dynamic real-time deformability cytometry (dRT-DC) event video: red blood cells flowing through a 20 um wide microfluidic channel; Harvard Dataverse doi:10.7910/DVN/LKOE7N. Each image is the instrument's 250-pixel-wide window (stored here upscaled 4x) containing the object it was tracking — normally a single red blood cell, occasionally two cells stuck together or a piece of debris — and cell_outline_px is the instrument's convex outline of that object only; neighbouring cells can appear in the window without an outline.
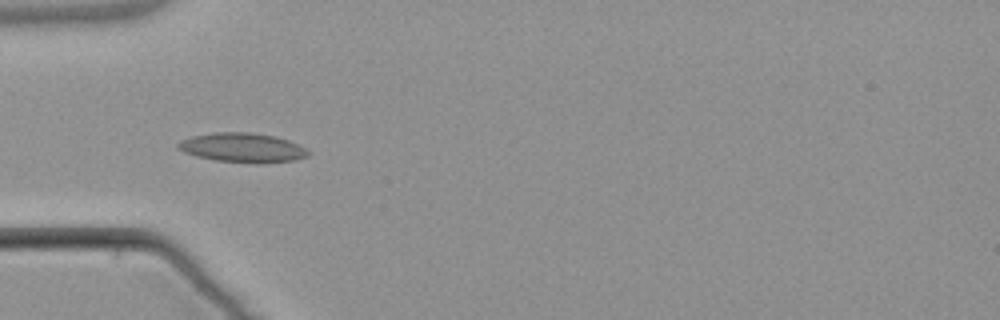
{"species": "common noctule bat (a hibernating species)", "species_latin": "Nyctalus noctula", "temperature_condition": "warm", "stored_images_in_passage": 5, "camera_frame_rate_fps": 3000, "um_per_image_px": 0.085, "animal": {"sex": "male", "body_mass_g": 21.5, "forearm_length_mm": 52.0}, "frame": {"image": 1, "passage_image": 4, "time_ms": 3.333, "image_size_px": [1000, 320], "cell_outline_px": [[308, 156], [296, 160], [256, 164], [216, 160], [196, 156], [184, 152], [176, 148], [176, 144], [180, 140], [192, 136], [212, 132], [252, 132], [276, 136], [288, 140], [304, 148], [308, 152]], "centroid_in_image_um": [20.57, 12.55], "position_along_channel_um": 64.4, "area_um2": 22.43}}
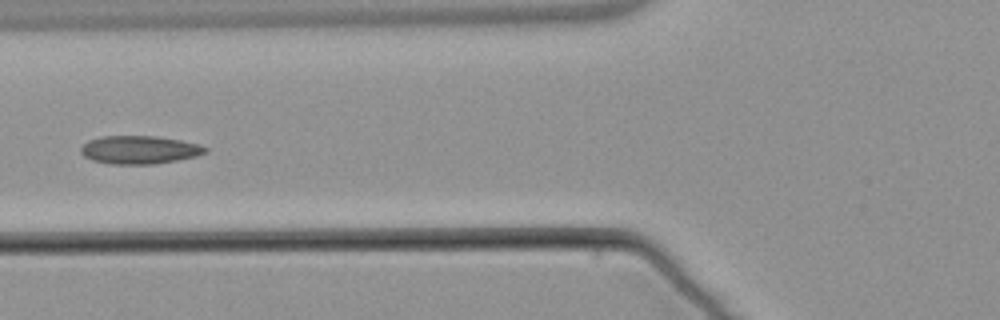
{"frame": {"image": 2, "passage_image": 5, "time_ms": 4.667, "image_size_px": [1000, 320], "cell_outline_px": [[208, 152], [196, 156], [176, 160], [152, 164], [108, 164], [92, 160], [84, 156], [80, 152], [80, 148], [88, 140], [100, 136], [156, 136], [180, 140], [200, 144], [208, 148]], "centroid_in_image_um": [11.84, 12.73], "position_along_channel_um": 114.0, "area_um2": 20.52}}